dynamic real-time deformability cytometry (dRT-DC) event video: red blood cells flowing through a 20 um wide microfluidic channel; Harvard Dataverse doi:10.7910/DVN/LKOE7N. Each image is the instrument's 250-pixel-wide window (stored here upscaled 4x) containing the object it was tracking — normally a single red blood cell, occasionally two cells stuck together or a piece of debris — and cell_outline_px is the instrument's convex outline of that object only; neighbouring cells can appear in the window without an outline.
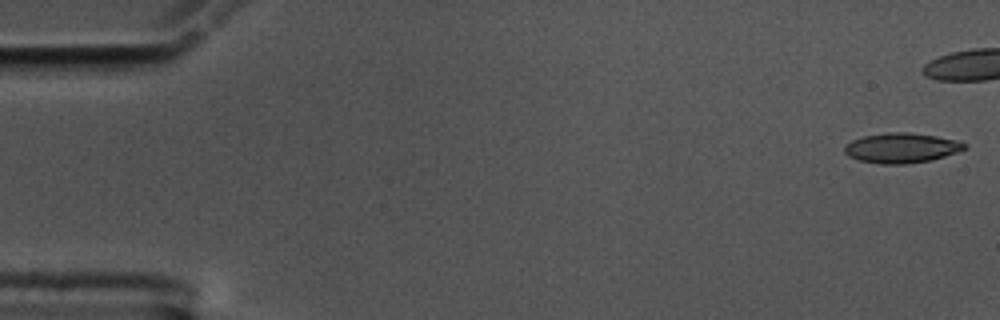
{"species": "common noctule bat (a hibernating species)", "species_latin": "Nyctalus noctula", "temperature_condition": "cold", "stored_images_in_passage": 45, "camera_frame_rate_fps": 3000, "um_per_image_px": 0.085, "animal": {"sex": "male", "body_mass_g": 17.5, "forearm_length_mm": 52.3}, "frame": {"image": 1, "passage_image": 1, "time_ms": 0.0, "image_size_px": [1000, 320], "cell_outline_px": [[968, 148], [932, 160], [904, 164], [880, 164], [860, 160], [848, 156], [844, 152], [844, 144], [852, 140], [864, 136], [888, 132], [908, 132], [936, 136], [960, 140], [968, 144]], "centroid_in_image_um": [76.64, 12.57], "position_along_channel_um": 8.4, "area_um2": 21.1}}
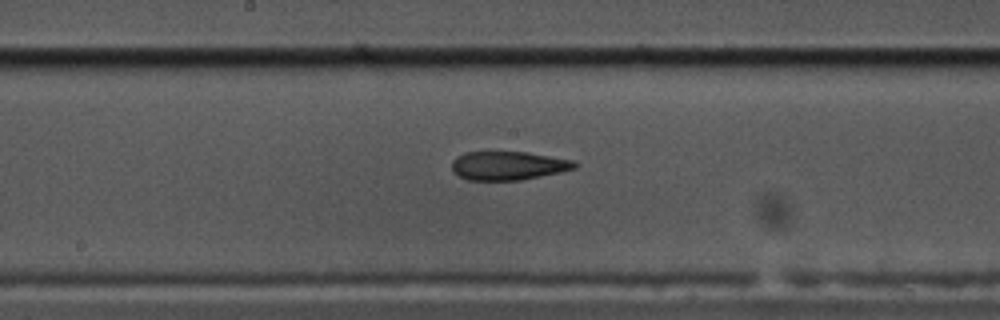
{"frame": {"image": 2, "passage_image": 29, "time_ms": 9.333, "image_size_px": [1000, 320], "cell_outline_px": [[576, 168], [560, 172], [520, 180], [468, 180], [452, 172], [452, 160], [456, 156], [464, 152], [528, 152], [572, 160], [576, 164]], "centroid_in_image_um": [43.15, 14.08], "position_along_channel_um": 205.1, "area_um2": 20.46}}
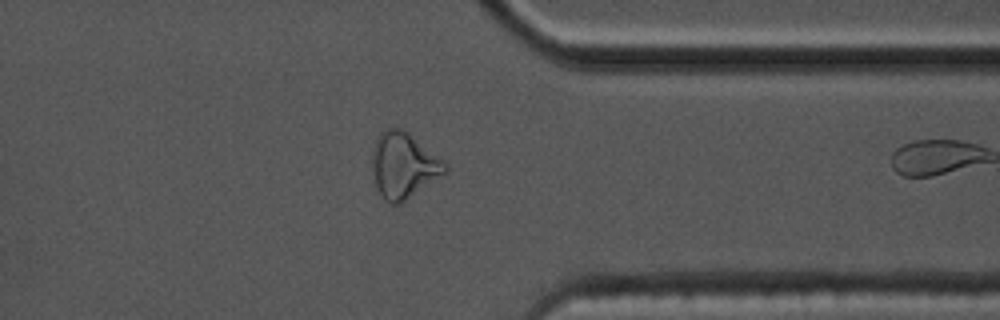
{"frame": {"image": 3, "passage_image": 44, "time_ms": 14.333, "image_size_px": [1000, 320], "cell_outline_px": [[448, 172], [400, 204], [392, 204], [384, 200], [376, 184], [372, 172], [372, 152], [376, 140], [380, 132], [384, 128], [404, 128], [444, 160], [448, 164]], "centroid_in_image_um": [34.33, 14.04], "position_along_channel_um": 377.1, "area_um2": 28.21}}